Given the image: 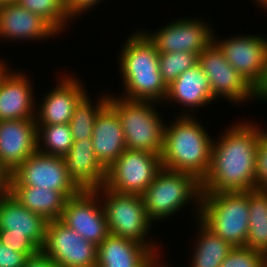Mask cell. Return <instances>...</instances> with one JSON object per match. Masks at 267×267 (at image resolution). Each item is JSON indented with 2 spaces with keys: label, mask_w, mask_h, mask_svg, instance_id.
<instances>
[{
  "label": "cell",
  "mask_w": 267,
  "mask_h": 267,
  "mask_svg": "<svg viewBox=\"0 0 267 267\" xmlns=\"http://www.w3.org/2000/svg\"><path fill=\"white\" fill-rule=\"evenodd\" d=\"M102 201L110 234L128 238L147 245L156 255L158 248L147 241V233H150L153 223L146 212L142 195L121 194L102 186L94 190Z\"/></svg>",
  "instance_id": "cell-7"
},
{
  "label": "cell",
  "mask_w": 267,
  "mask_h": 267,
  "mask_svg": "<svg viewBox=\"0 0 267 267\" xmlns=\"http://www.w3.org/2000/svg\"><path fill=\"white\" fill-rule=\"evenodd\" d=\"M257 188L267 191V131L261 136L256 151Z\"/></svg>",
  "instance_id": "cell-33"
},
{
  "label": "cell",
  "mask_w": 267,
  "mask_h": 267,
  "mask_svg": "<svg viewBox=\"0 0 267 267\" xmlns=\"http://www.w3.org/2000/svg\"><path fill=\"white\" fill-rule=\"evenodd\" d=\"M36 151L35 119L0 121V169L7 176Z\"/></svg>",
  "instance_id": "cell-15"
},
{
  "label": "cell",
  "mask_w": 267,
  "mask_h": 267,
  "mask_svg": "<svg viewBox=\"0 0 267 267\" xmlns=\"http://www.w3.org/2000/svg\"><path fill=\"white\" fill-rule=\"evenodd\" d=\"M265 257L263 252L246 246L234 247L220 267H261Z\"/></svg>",
  "instance_id": "cell-31"
},
{
  "label": "cell",
  "mask_w": 267,
  "mask_h": 267,
  "mask_svg": "<svg viewBox=\"0 0 267 267\" xmlns=\"http://www.w3.org/2000/svg\"><path fill=\"white\" fill-rule=\"evenodd\" d=\"M198 63L195 52L176 51L159 53V70L163 82L169 86L177 77Z\"/></svg>",
  "instance_id": "cell-30"
},
{
  "label": "cell",
  "mask_w": 267,
  "mask_h": 267,
  "mask_svg": "<svg viewBox=\"0 0 267 267\" xmlns=\"http://www.w3.org/2000/svg\"><path fill=\"white\" fill-rule=\"evenodd\" d=\"M91 140L98 161L106 169L126 150L120 118L109 103L99 111L95 118Z\"/></svg>",
  "instance_id": "cell-17"
},
{
  "label": "cell",
  "mask_w": 267,
  "mask_h": 267,
  "mask_svg": "<svg viewBox=\"0 0 267 267\" xmlns=\"http://www.w3.org/2000/svg\"><path fill=\"white\" fill-rule=\"evenodd\" d=\"M181 103L186 107L198 108L214 101L211 86L206 74L199 63L180 74L177 79L167 86L165 98Z\"/></svg>",
  "instance_id": "cell-23"
},
{
  "label": "cell",
  "mask_w": 267,
  "mask_h": 267,
  "mask_svg": "<svg viewBox=\"0 0 267 267\" xmlns=\"http://www.w3.org/2000/svg\"><path fill=\"white\" fill-rule=\"evenodd\" d=\"M97 199L100 200L94 190H81L67 199L60 220L98 246L110 232L103 205Z\"/></svg>",
  "instance_id": "cell-13"
},
{
  "label": "cell",
  "mask_w": 267,
  "mask_h": 267,
  "mask_svg": "<svg viewBox=\"0 0 267 267\" xmlns=\"http://www.w3.org/2000/svg\"><path fill=\"white\" fill-rule=\"evenodd\" d=\"M5 62H1L0 60V81L4 77V75L9 71L6 67L7 65L4 64Z\"/></svg>",
  "instance_id": "cell-39"
},
{
  "label": "cell",
  "mask_w": 267,
  "mask_h": 267,
  "mask_svg": "<svg viewBox=\"0 0 267 267\" xmlns=\"http://www.w3.org/2000/svg\"><path fill=\"white\" fill-rule=\"evenodd\" d=\"M159 29L149 34L145 31L159 53L187 51L199 55L213 42V31L201 19H180Z\"/></svg>",
  "instance_id": "cell-14"
},
{
  "label": "cell",
  "mask_w": 267,
  "mask_h": 267,
  "mask_svg": "<svg viewBox=\"0 0 267 267\" xmlns=\"http://www.w3.org/2000/svg\"><path fill=\"white\" fill-rule=\"evenodd\" d=\"M158 259H160V258L157 257V260H155L149 267H168L166 265H161V264L158 265V263H159Z\"/></svg>",
  "instance_id": "cell-40"
},
{
  "label": "cell",
  "mask_w": 267,
  "mask_h": 267,
  "mask_svg": "<svg viewBox=\"0 0 267 267\" xmlns=\"http://www.w3.org/2000/svg\"><path fill=\"white\" fill-rule=\"evenodd\" d=\"M62 158L67 174L80 190H96L105 185L107 169L98 161L91 139L74 141Z\"/></svg>",
  "instance_id": "cell-18"
},
{
  "label": "cell",
  "mask_w": 267,
  "mask_h": 267,
  "mask_svg": "<svg viewBox=\"0 0 267 267\" xmlns=\"http://www.w3.org/2000/svg\"><path fill=\"white\" fill-rule=\"evenodd\" d=\"M161 168L159 154L126 149L108 167L104 186L121 194L142 195Z\"/></svg>",
  "instance_id": "cell-9"
},
{
  "label": "cell",
  "mask_w": 267,
  "mask_h": 267,
  "mask_svg": "<svg viewBox=\"0 0 267 267\" xmlns=\"http://www.w3.org/2000/svg\"><path fill=\"white\" fill-rule=\"evenodd\" d=\"M23 267H57L53 260L42 250L26 259Z\"/></svg>",
  "instance_id": "cell-36"
},
{
  "label": "cell",
  "mask_w": 267,
  "mask_h": 267,
  "mask_svg": "<svg viewBox=\"0 0 267 267\" xmlns=\"http://www.w3.org/2000/svg\"><path fill=\"white\" fill-rule=\"evenodd\" d=\"M121 51L118 62L126 92L123 98L161 103L166 98L167 86L159 70V52L155 44L144 31L136 32Z\"/></svg>",
  "instance_id": "cell-3"
},
{
  "label": "cell",
  "mask_w": 267,
  "mask_h": 267,
  "mask_svg": "<svg viewBox=\"0 0 267 267\" xmlns=\"http://www.w3.org/2000/svg\"><path fill=\"white\" fill-rule=\"evenodd\" d=\"M15 2L22 8L41 16L59 33L73 18L66 8L65 0H15Z\"/></svg>",
  "instance_id": "cell-29"
},
{
  "label": "cell",
  "mask_w": 267,
  "mask_h": 267,
  "mask_svg": "<svg viewBox=\"0 0 267 267\" xmlns=\"http://www.w3.org/2000/svg\"><path fill=\"white\" fill-rule=\"evenodd\" d=\"M7 187V175L0 169V194H2Z\"/></svg>",
  "instance_id": "cell-38"
},
{
  "label": "cell",
  "mask_w": 267,
  "mask_h": 267,
  "mask_svg": "<svg viewBox=\"0 0 267 267\" xmlns=\"http://www.w3.org/2000/svg\"><path fill=\"white\" fill-rule=\"evenodd\" d=\"M21 72L10 70L0 81V121L35 119L31 81ZM34 110V111H33Z\"/></svg>",
  "instance_id": "cell-22"
},
{
  "label": "cell",
  "mask_w": 267,
  "mask_h": 267,
  "mask_svg": "<svg viewBox=\"0 0 267 267\" xmlns=\"http://www.w3.org/2000/svg\"><path fill=\"white\" fill-rule=\"evenodd\" d=\"M257 98L267 100V77L262 87L257 91Z\"/></svg>",
  "instance_id": "cell-37"
},
{
  "label": "cell",
  "mask_w": 267,
  "mask_h": 267,
  "mask_svg": "<svg viewBox=\"0 0 267 267\" xmlns=\"http://www.w3.org/2000/svg\"><path fill=\"white\" fill-rule=\"evenodd\" d=\"M261 267H267V257L266 256L262 260Z\"/></svg>",
  "instance_id": "cell-42"
},
{
  "label": "cell",
  "mask_w": 267,
  "mask_h": 267,
  "mask_svg": "<svg viewBox=\"0 0 267 267\" xmlns=\"http://www.w3.org/2000/svg\"><path fill=\"white\" fill-rule=\"evenodd\" d=\"M4 4L5 3L2 0H0V13H1V10H2Z\"/></svg>",
  "instance_id": "cell-43"
},
{
  "label": "cell",
  "mask_w": 267,
  "mask_h": 267,
  "mask_svg": "<svg viewBox=\"0 0 267 267\" xmlns=\"http://www.w3.org/2000/svg\"><path fill=\"white\" fill-rule=\"evenodd\" d=\"M198 63L209 80L215 99L223 96L231 102L241 103L257 98V91L230 65L214 42L198 55Z\"/></svg>",
  "instance_id": "cell-12"
},
{
  "label": "cell",
  "mask_w": 267,
  "mask_h": 267,
  "mask_svg": "<svg viewBox=\"0 0 267 267\" xmlns=\"http://www.w3.org/2000/svg\"><path fill=\"white\" fill-rule=\"evenodd\" d=\"M249 229L246 247L267 253V191H248Z\"/></svg>",
  "instance_id": "cell-25"
},
{
  "label": "cell",
  "mask_w": 267,
  "mask_h": 267,
  "mask_svg": "<svg viewBox=\"0 0 267 267\" xmlns=\"http://www.w3.org/2000/svg\"><path fill=\"white\" fill-rule=\"evenodd\" d=\"M262 5V7H265V10L267 9V0H256V3Z\"/></svg>",
  "instance_id": "cell-41"
},
{
  "label": "cell",
  "mask_w": 267,
  "mask_h": 267,
  "mask_svg": "<svg viewBox=\"0 0 267 267\" xmlns=\"http://www.w3.org/2000/svg\"><path fill=\"white\" fill-rule=\"evenodd\" d=\"M108 96V103L120 118L126 149L146 151L161 156L165 126L152 106L155 102Z\"/></svg>",
  "instance_id": "cell-5"
},
{
  "label": "cell",
  "mask_w": 267,
  "mask_h": 267,
  "mask_svg": "<svg viewBox=\"0 0 267 267\" xmlns=\"http://www.w3.org/2000/svg\"><path fill=\"white\" fill-rule=\"evenodd\" d=\"M73 142L69 124L37 126V151L41 153L64 156Z\"/></svg>",
  "instance_id": "cell-28"
},
{
  "label": "cell",
  "mask_w": 267,
  "mask_h": 267,
  "mask_svg": "<svg viewBox=\"0 0 267 267\" xmlns=\"http://www.w3.org/2000/svg\"><path fill=\"white\" fill-rule=\"evenodd\" d=\"M23 206L47 221L62 217L67 197L62 192L39 187H6Z\"/></svg>",
  "instance_id": "cell-24"
},
{
  "label": "cell",
  "mask_w": 267,
  "mask_h": 267,
  "mask_svg": "<svg viewBox=\"0 0 267 267\" xmlns=\"http://www.w3.org/2000/svg\"><path fill=\"white\" fill-rule=\"evenodd\" d=\"M98 2H101V0H65V5L74 19L76 15L80 16V14H83L91 7L93 8Z\"/></svg>",
  "instance_id": "cell-35"
},
{
  "label": "cell",
  "mask_w": 267,
  "mask_h": 267,
  "mask_svg": "<svg viewBox=\"0 0 267 267\" xmlns=\"http://www.w3.org/2000/svg\"><path fill=\"white\" fill-rule=\"evenodd\" d=\"M178 117L164 129L162 167L192 174L201 182L209 170L213 140L196 117Z\"/></svg>",
  "instance_id": "cell-2"
},
{
  "label": "cell",
  "mask_w": 267,
  "mask_h": 267,
  "mask_svg": "<svg viewBox=\"0 0 267 267\" xmlns=\"http://www.w3.org/2000/svg\"><path fill=\"white\" fill-rule=\"evenodd\" d=\"M232 125L212 143L209 170L202 193L249 191L257 188L256 151L266 132L254 123Z\"/></svg>",
  "instance_id": "cell-1"
},
{
  "label": "cell",
  "mask_w": 267,
  "mask_h": 267,
  "mask_svg": "<svg viewBox=\"0 0 267 267\" xmlns=\"http://www.w3.org/2000/svg\"><path fill=\"white\" fill-rule=\"evenodd\" d=\"M0 241L7 248L14 251L26 253L32 256L40 249L25 234L9 233V229H0Z\"/></svg>",
  "instance_id": "cell-32"
},
{
  "label": "cell",
  "mask_w": 267,
  "mask_h": 267,
  "mask_svg": "<svg viewBox=\"0 0 267 267\" xmlns=\"http://www.w3.org/2000/svg\"><path fill=\"white\" fill-rule=\"evenodd\" d=\"M191 267H220L234 246L208 229L200 220Z\"/></svg>",
  "instance_id": "cell-26"
},
{
  "label": "cell",
  "mask_w": 267,
  "mask_h": 267,
  "mask_svg": "<svg viewBox=\"0 0 267 267\" xmlns=\"http://www.w3.org/2000/svg\"><path fill=\"white\" fill-rule=\"evenodd\" d=\"M109 96L102 97L93 106L87 94L75 106L72 118L68 123L73 141L91 139L93 135V124L99 111L108 103Z\"/></svg>",
  "instance_id": "cell-27"
},
{
  "label": "cell",
  "mask_w": 267,
  "mask_h": 267,
  "mask_svg": "<svg viewBox=\"0 0 267 267\" xmlns=\"http://www.w3.org/2000/svg\"><path fill=\"white\" fill-rule=\"evenodd\" d=\"M58 32L41 16L22 8L16 2H7L0 13V37L14 40L47 39Z\"/></svg>",
  "instance_id": "cell-20"
},
{
  "label": "cell",
  "mask_w": 267,
  "mask_h": 267,
  "mask_svg": "<svg viewBox=\"0 0 267 267\" xmlns=\"http://www.w3.org/2000/svg\"><path fill=\"white\" fill-rule=\"evenodd\" d=\"M42 251L57 267H96L97 264V245L60 219L48 221Z\"/></svg>",
  "instance_id": "cell-11"
},
{
  "label": "cell",
  "mask_w": 267,
  "mask_h": 267,
  "mask_svg": "<svg viewBox=\"0 0 267 267\" xmlns=\"http://www.w3.org/2000/svg\"><path fill=\"white\" fill-rule=\"evenodd\" d=\"M7 187H39L62 192L67 198L81 190L67 174L62 156L36 151L7 176Z\"/></svg>",
  "instance_id": "cell-8"
},
{
  "label": "cell",
  "mask_w": 267,
  "mask_h": 267,
  "mask_svg": "<svg viewBox=\"0 0 267 267\" xmlns=\"http://www.w3.org/2000/svg\"><path fill=\"white\" fill-rule=\"evenodd\" d=\"M200 220L234 247L245 246L249 229L248 191L202 193Z\"/></svg>",
  "instance_id": "cell-4"
},
{
  "label": "cell",
  "mask_w": 267,
  "mask_h": 267,
  "mask_svg": "<svg viewBox=\"0 0 267 267\" xmlns=\"http://www.w3.org/2000/svg\"><path fill=\"white\" fill-rule=\"evenodd\" d=\"M29 256L7 248L0 241V267H23Z\"/></svg>",
  "instance_id": "cell-34"
},
{
  "label": "cell",
  "mask_w": 267,
  "mask_h": 267,
  "mask_svg": "<svg viewBox=\"0 0 267 267\" xmlns=\"http://www.w3.org/2000/svg\"><path fill=\"white\" fill-rule=\"evenodd\" d=\"M4 3H7V2H15V0H2Z\"/></svg>",
  "instance_id": "cell-44"
},
{
  "label": "cell",
  "mask_w": 267,
  "mask_h": 267,
  "mask_svg": "<svg viewBox=\"0 0 267 267\" xmlns=\"http://www.w3.org/2000/svg\"><path fill=\"white\" fill-rule=\"evenodd\" d=\"M67 76L61 78L59 84L46 94L42 105L37 107L40 108L35 113L37 126L68 124L75 106L87 94L79 80Z\"/></svg>",
  "instance_id": "cell-16"
},
{
  "label": "cell",
  "mask_w": 267,
  "mask_h": 267,
  "mask_svg": "<svg viewBox=\"0 0 267 267\" xmlns=\"http://www.w3.org/2000/svg\"><path fill=\"white\" fill-rule=\"evenodd\" d=\"M201 182L192 174L162 167L151 185L142 194L149 219L161 220L174 215L189 203H194L200 212ZM188 202V203H187Z\"/></svg>",
  "instance_id": "cell-6"
},
{
  "label": "cell",
  "mask_w": 267,
  "mask_h": 267,
  "mask_svg": "<svg viewBox=\"0 0 267 267\" xmlns=\"http://www.w3.org/2000/svg\"><path fill=\"white\" fill-rule=\"evenodd\" d=\"M213 42L230 65L258 91L267 77V39L246 34L218 42L214 35Z\"/></svg>",
  "instance_id": "cell-10"
},
{
  "label": "cell",
  "mask_w": 267,
  "mask_h": 267,
  "mask_svg": "<svg viewBox=\"0 0 267 267\" xmlns=\"http://www.w3.org/2000/svg\"><path fill=\"white\" fill-rule=\"evenodd\" d=\"M48 221L41 215L23 206L6 189L0 194V229H9V233L25 234L42 250Z\"/></svg>",
  "instance_id": "cell-19"
},
{
  "label": "cell",
  "mask_w": 267,
  "mask_h": 267,
  "mask_svg": "<svg viewBox=\"0 0 267 267\" xmlns=\"http://www.w3.org/2000/svg\"><path fill=\"white\" fill-rule=\"evenodd\" d=\"M157 257L147 245L109 234L97 246L96 267H149Z\"/></svg>",
  "instance_id": "cell-21"
}]
</instances>
